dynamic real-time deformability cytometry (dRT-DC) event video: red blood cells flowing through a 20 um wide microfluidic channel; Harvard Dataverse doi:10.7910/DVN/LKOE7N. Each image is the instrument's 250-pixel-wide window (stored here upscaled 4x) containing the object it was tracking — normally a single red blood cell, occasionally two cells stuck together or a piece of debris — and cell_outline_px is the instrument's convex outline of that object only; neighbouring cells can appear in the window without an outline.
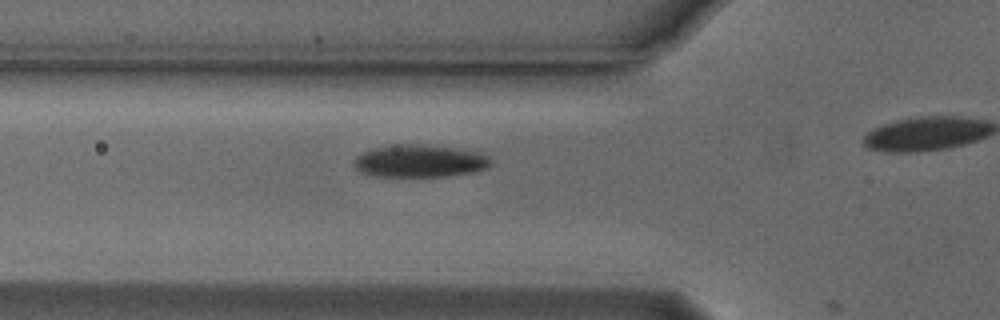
{"species": "Egyptian fruit bat (a non-hibernating species)", "species_latin": "Rousettus aegyptiacus", "temperature_condition": "cold", "stored_images_in_passage": 19, "camera_frame_rate_fps": 3000, "um_per_image_px": 0.085, "animal": {"sex": "male"}, "frame": {"image": 1, "passage_image": 14, "time_ms": 4.333, "image_size_px": [1000, 320], "cell_outline_px": [[492, 164], [488, 168], [472, 172], [448, 176], [376, 176], [360, 172], [352, 164], [352, 160], [356, 156], [372, 148], [388, 144], [420, 144], [456, 148], [488, 152], [492, 160]], "centroid_in_image_um": [35.72, 13.67], "position_along_channel_um": 90.1, "area_um2": 26.53}}